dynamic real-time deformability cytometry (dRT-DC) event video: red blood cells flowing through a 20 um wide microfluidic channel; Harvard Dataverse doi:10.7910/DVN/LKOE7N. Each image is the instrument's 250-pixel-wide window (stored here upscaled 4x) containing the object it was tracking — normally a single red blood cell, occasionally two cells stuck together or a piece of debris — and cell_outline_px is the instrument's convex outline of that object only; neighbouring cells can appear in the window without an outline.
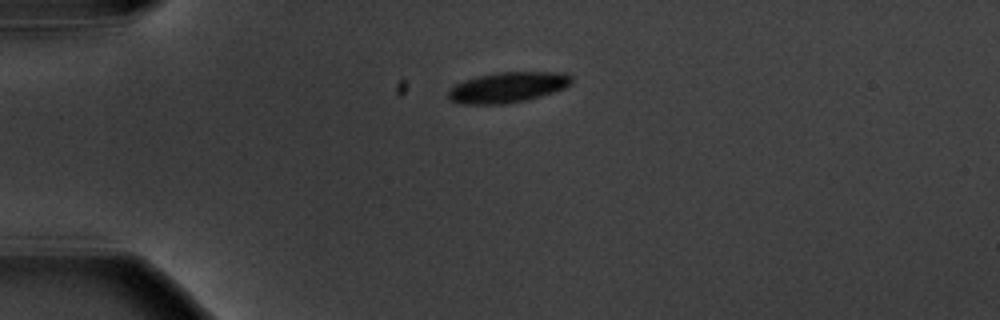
{"species": "common noctule bat (a hibernating species)", "species_latin": "Nyctalus noctula", "temperature_condition": "warm", "stored_images_in_passage": 2, "camera_frame_rate_fps": 3000, "um_per_image_px": 0.085, "animal": {"sex": "male", "body_mass_g": 20.1, "forearm_length_mm": 53.5}, "frame": {"image": 1, "passage_image": 1, "time_ms": 0.0, "image_size_px": [1000, 320], "cell_outline_px": [[572, 84], [564, 88], [540, 96], [508, 104], [460, 104], [452, 100], [448, 96], [448, 88], [464, 80], [476, 76], [496, 72], [564, 72], [572, 76]], "centroid_in_image_um": [43.14, 7.41], "position_along_channel_um": 41.9, "area_um2": 22.02}}